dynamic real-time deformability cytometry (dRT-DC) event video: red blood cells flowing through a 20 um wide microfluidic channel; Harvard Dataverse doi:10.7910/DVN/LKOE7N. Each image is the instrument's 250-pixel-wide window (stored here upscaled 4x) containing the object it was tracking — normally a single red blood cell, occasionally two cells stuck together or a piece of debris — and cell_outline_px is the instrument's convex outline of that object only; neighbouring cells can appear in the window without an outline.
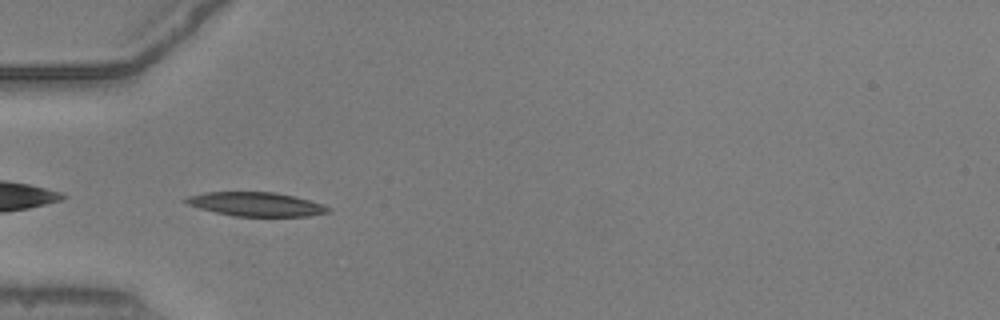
{"species": "common noctule bat (a hibernating species)", "species_latin": "Nyctalus noctula", "temperature_condition": "warm", "stored_images_in_passage": 36, "camera_frame_rate_fps": 3000, "um_per_image_px": 0.085, "animal": {"sex": "male", "body_mass_g": 20.5, "forearm_length_mm": 52.5}, "frame": {"image": 1, "passage_image": 1, "time_ms": 0.0, "image_size_px": [1000, 320], "cell_outline_px": [[332, 212], [308, 216], [232, 216], [200, 208], [188, 204], [180, 200], [184, 196], [204, 192], [276, 192], [324, 204], [332, 208]], "centroid_in_image_um": [21.74, 17.35], "position_along_channel_um": 63.3, "area_um2": 20.06}}
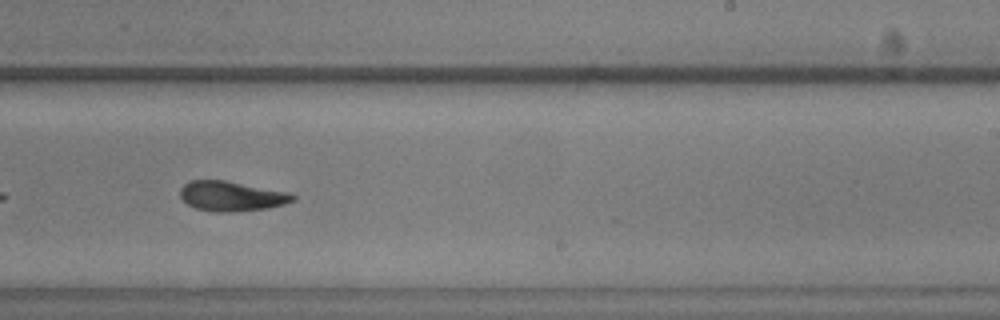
{"frame": {"image": 2, "passage_image": 17, "time_ms": 5.333, "image_size_px": [1000, 320], "cell_outline_px": [[296, 200], [284, 204], [264, 208], [236, 212], [216, 212], [196, 208], [188, 204], [180, 196], [180, 188], [188, 180], [224, 180], [288, 192], [296, 196]], "centroid_in_image_um": [19.66, 16.67], "position_along_channel_um": 269.3, "area_um2": 19.54}}
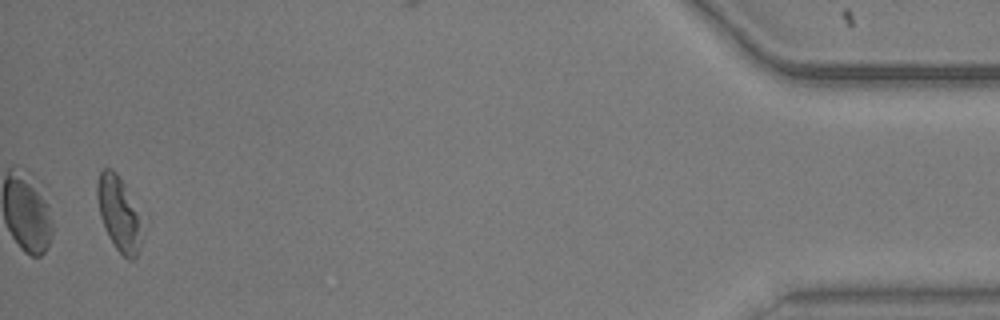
{"frame": {"image": 3, "passage_image": 35, "time_ms": 11.333, "image_size_px": [1000, 320], "cell_outline_px": [[140, 244], [136, 256], [132, 260], [128, 260], [116, 248], [108, 236], [104, 228], [100, 216], [96, 196], [96, 184], [100, 172], [104, 168], [112, 168], [116, 172], [124, 184], [136, 212], [140, 240]], "centroid_in_image_um": [10.01, 18.13], "position_along_channel_um": 425.2, "area_um2": 18.61}, "authors_computed_cell_mechanics": {"area_um2": 19.4786, "velocity_mm_per_s": 3.9008, "shape_relaxation_time_tau1_ms": 5.2889, "shape_relaxation_time_tau2_ms": 2.0982, "deformation_change_tau1": 0.1859, "deformation_change_tau2": 0.098}}